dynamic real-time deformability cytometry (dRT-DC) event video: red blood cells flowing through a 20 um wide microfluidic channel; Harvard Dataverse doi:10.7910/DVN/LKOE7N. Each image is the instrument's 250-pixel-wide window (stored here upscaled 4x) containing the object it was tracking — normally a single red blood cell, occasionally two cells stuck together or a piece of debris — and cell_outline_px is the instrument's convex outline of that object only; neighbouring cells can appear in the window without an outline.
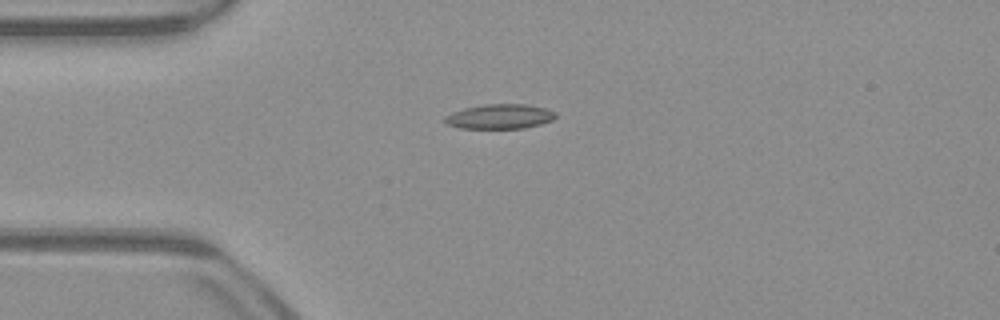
{"species": "common noctule bat (a hibernating species)", "species_latin": "Nyctalus noctula", "temperature_condition": "warm", "stored_images_in_passage": 40, "camera_frame_rate_fps": 3000, "um_per_image_px": 0.085, "animal": {"sex": "male", "body_mass_g": 23.1, "forearm_length_mm": 52.7}, "frame": {"image": 1, "passage_image": 1, "time_ms": 0.0, "image_size_px": [1000, 320], "cell_outline_px": [[556, 116], [552, 120], [540, 124], [524, 128], [460, 128], [448, 124], [444, 120], [444, 116], [452, 112], [464, 108], [484, 104], [524, 104], [544, 108], [556, 112]], "centroid_in_image_um": [42.47, 9.9], "position_along_channel_um": 42.5, "area_um2": 15.84}}
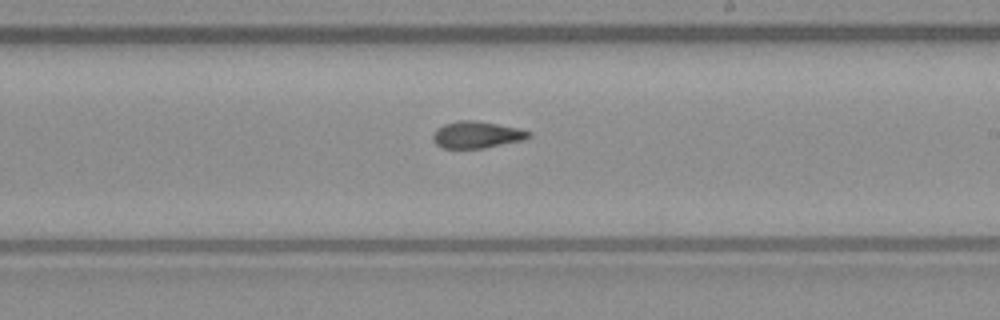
{"frame": {"image": 2, "passage_image": 18, "time_ms": 5.667, "image_size_px": [1000, 320], "cell_outline_px": [[532, 136], [524, 140], [484, 148], [440, 148], [432, 140], [432, 132], [436, 128], [444, 124], [460, 120], [476, 120], [516, 128], [532, 132]], "centroid_in_image_um": [40.49, 11.46], "position_along_channel_um": 248.5, "area_um2": 15.09}}
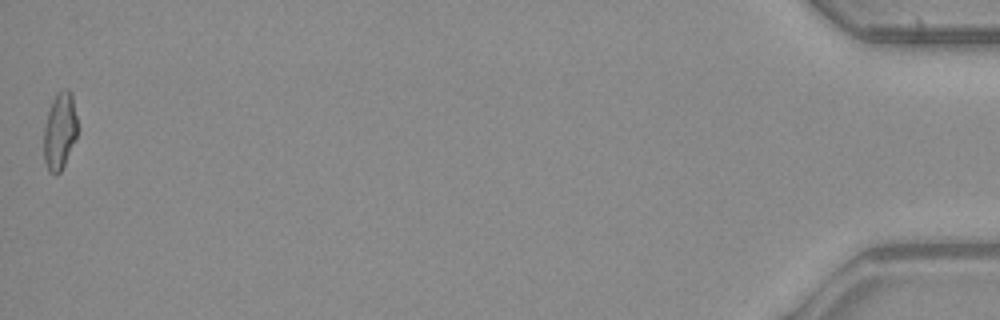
{"frame": {"image": 3, "passage_image": 40, "time_ms": 13.0, "image_size_px": [1000, 320], "cell_outline_px": [[76, 136], [64, 164], [60, 172], [56, 176], [48, 172], [44, 160], [44, 128], [48, 112], [52, 100], [56, 92], [64, 88], [68, 88], [72, 92], [76, 116]], "centroid_in_image_um": [5.06, 11.12], "position_along_channel_um": 430.1, "area_um2": 15.09}, "authors_computed_cell_mechanics": {"area_um2": 15.1436, "velocity_mm_per_s": 3.9506, "shape_relaxation_time_tau1_ms": 8.7533, "shape_relaxation_time_tau2_ms": 2.9903, "deformation_change_tau1": 0.2155, "deformation_change_tau2": 0.0969}}